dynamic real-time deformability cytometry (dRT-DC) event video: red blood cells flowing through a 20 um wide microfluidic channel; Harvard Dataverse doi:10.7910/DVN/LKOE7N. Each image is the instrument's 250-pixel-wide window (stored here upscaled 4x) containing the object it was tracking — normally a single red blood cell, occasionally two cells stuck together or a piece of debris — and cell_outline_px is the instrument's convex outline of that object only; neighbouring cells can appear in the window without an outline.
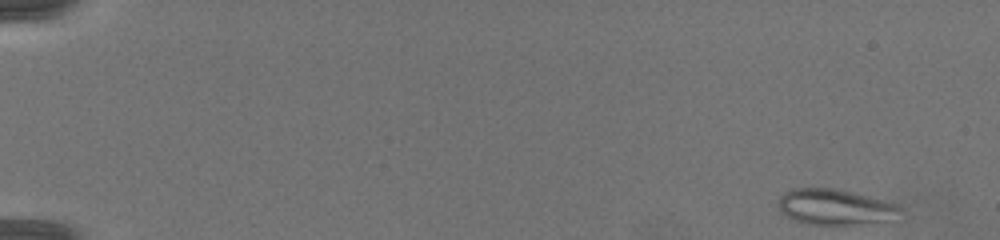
{"species": "common noctule bat (a hibernating species)", "species_latin": "Nyctalus noctula", "temperature_condition": "warm", "stored_images_in_passage": 53, "camera_frame_rate_fps": 3000, "um_per_image_px": 0.085, "animal": {"sex": "female", "body_mass_g": 19.5, "forearm_length_mm": 54.1}, "frame": {"image": 1, "passage_image": 1, "time_ms": 0.0, "image_size_px": [1000, 240], "cell_outline_px": [[904, 212], [888, 220], [860, 224], [808, 224], [796, 220], [780, 212], [776, 204], [776, 200], [784, 192], [792, 188], [836, 188], [900, 204]], "centroid_in_image_um": [70.97, 17.58], "position_along_channel_um": 14.0, "area_um2": 25.55}}
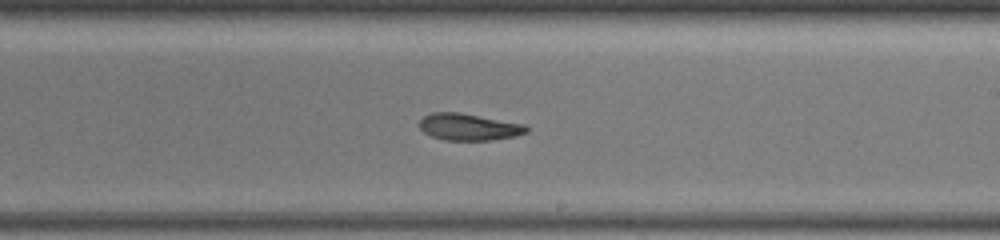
{"frame": {"image": 2, "passage_image": 30, "time_ms": 9.667, "image_size_px": [1000, 240], "cell_outline_px": [[528, 132], [516, 136], [492, 140], [444, 140], [432, 136], [424, 132], [420, 128], [420, 120], [424, 116], [432, 112], [460, 112], [524, 124], [528, 128]], "centroid_in_image_um": [39.86, 10.79], "position_along_channel_um": 249.1, "area_um2": 16.7}}
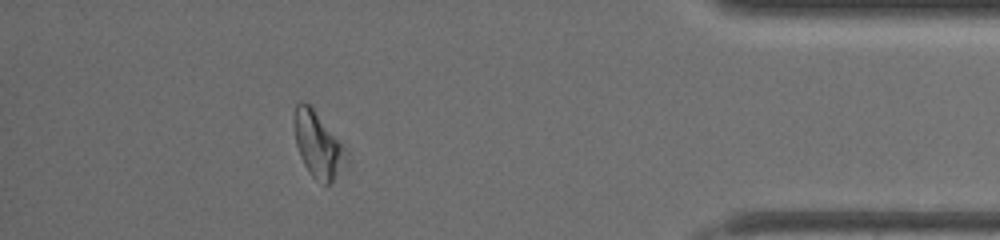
{"frame": {"image": 3, "passage_image": 46, "time_ms": 14.333, "image_size_px": [1000, 240], "cell_outline_px": [[340, 148], [332, 180], [324, 188], [308, 172], [300, 156], [296, 144], [292, 124], [292, 116], [296, 104], [300, 100], [304, 100], [312, 108], [340, 144]], "centroid_in_image_um": [26.77, 12.2], "position_along_channel_um": 408.4, "area_um2": 18.09}, "authors_computed_cell_mechanics": {"area_um2": 17.918, "velocity_mm_per_s": 4.2152, "shape_relaxation_time_tau1_ms": null, "shape_relaxation_time_tau2_ms": 2.2737, "deformation_change_tau1": null, "deformation_change_tau2": 0.0808}}